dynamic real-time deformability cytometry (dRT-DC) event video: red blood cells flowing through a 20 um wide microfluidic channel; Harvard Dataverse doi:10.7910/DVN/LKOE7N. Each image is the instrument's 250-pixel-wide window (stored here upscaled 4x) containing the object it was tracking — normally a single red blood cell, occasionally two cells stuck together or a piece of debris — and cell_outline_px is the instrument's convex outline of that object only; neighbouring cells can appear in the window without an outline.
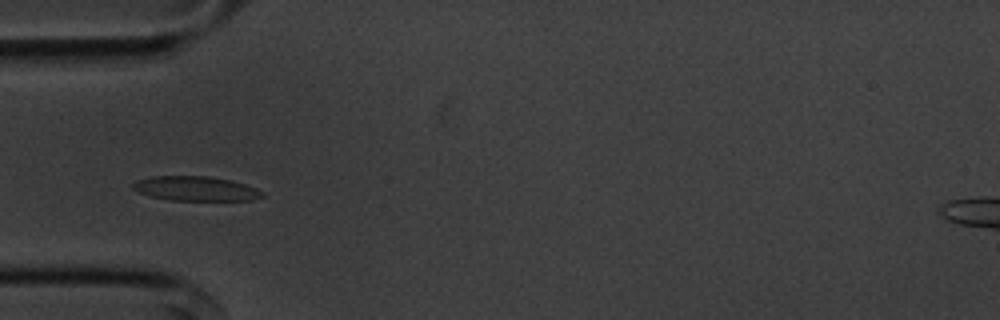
{"species": "common noctule bat (a hibernating species)", "species_latin": "Nyctalus noctula", "temperature_condition": "cold", "stored_images_in_passage": 51, "camera_frame_rate_fps": 3000, "um_per_image_px": 0.085, "animal": {"sex": "male", "body_mass_g": 20.1, "forearm_length_mm": 53.5}, "frame": {"image": 1, "passage_image": 12, "time_ms": 3.667, "image_size_px": [1000, 320], "cell_outline_px": [[264, 196], [252, 200], [168, 200], [148, 196], [136, 192], [132, 188], [132, 184], [136, 180], [152, 176], [208, 176], [228, 180], [244, 184], [256, 188], [264, 192]], "centroid_in_image_um": [16.58, 16.03], "position_along_channel_um": 68.4, "area_um2": 18.55}}
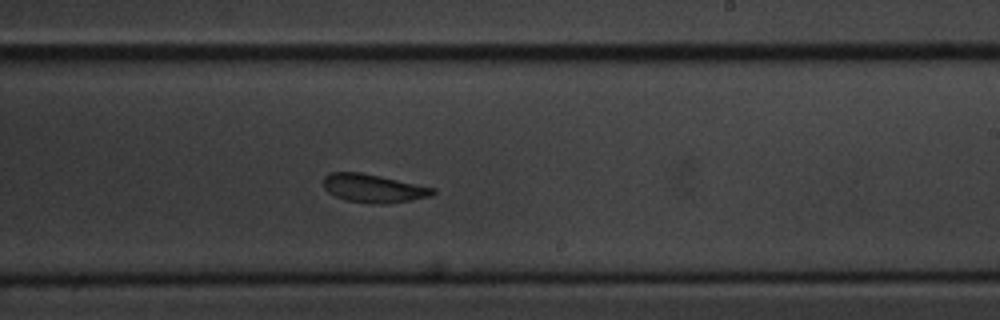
{"frame": {"image": 2, "passage_image": 28, "time_ms": 9.0, "image_size_px": [1000, 320], "cell_outline_px": [[436, 192], [432, 196], [412, 200], [384, 204], [372, 204], [344, 200], [328, 192], [324, 188], [324, 176], [332, 172], [360, 172], [380, 176], [436, 188]], "centroid_in_image_um": [31.76, 16.01], "position_along_channel_um": 257.2, "area_um2": 18.15}}
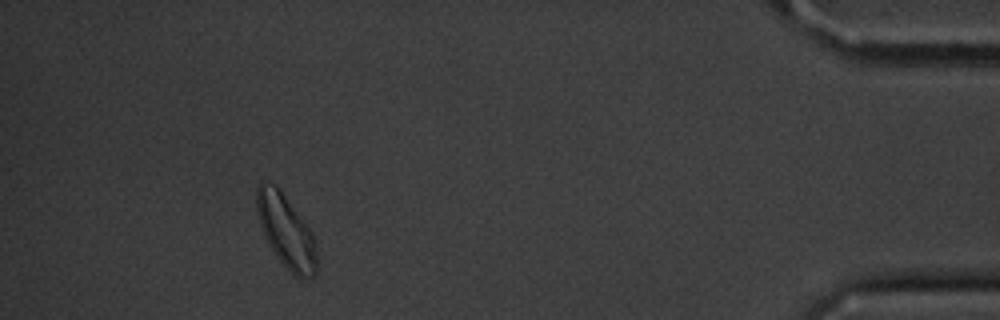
{"frame": {"image": 3, "passage_image": 46, "time_ms": 15.0, "image_size_px": [1000, 320], "cell_outline_px": [[316, 272], [312, 276], [300, 280], [276, 256], [268, 244], [260, 224], [256, 208], [256, 188], [264, 180], [280, 188], [308, 228], [316, 244]], "centroid_in_image_um": [24.29, 19.64], "position_along_channel_um": 410.9, "area_um2": 25.09}, "authors_computed_cell_mechanics": {"area_um2": 19.2474, "velocity_mm_per_s": 3.5396, "shape_relaxation_time_tau1_ms": 2.1537, "shape_relaxation_time_tau2_ms": 2.8512, "deformation_change_tau1": 0.0924, "deformation_change_tau2": 0.0624}}